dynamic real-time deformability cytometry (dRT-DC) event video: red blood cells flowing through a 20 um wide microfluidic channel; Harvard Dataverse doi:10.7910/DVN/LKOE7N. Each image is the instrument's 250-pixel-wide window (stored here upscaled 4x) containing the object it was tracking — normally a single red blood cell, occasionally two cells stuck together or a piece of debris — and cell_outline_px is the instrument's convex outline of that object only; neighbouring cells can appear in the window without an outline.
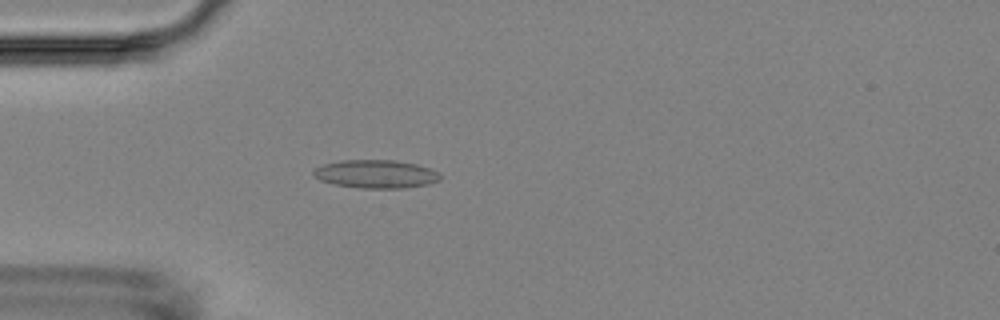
{"species": "Egyptian fruit bat (a non-hibernating species)", "species_latin": "Rousettus aegyptiacus", "temperature_condition": "room temperature", "stored_images_in_passage": 56, "camera_frame_rate_fps": 3000, "um_per_image_px": 0.085, "animal": {"sex": "female"}, "frame": {"image": 1, "passage_image": 16, "time_ms": 5.0, "image_size_px": [1000, 320], "cell_outline_px": [[440, 180], [428, 184], [404, 188], [360, 188], [336, 184], [320, 180], [312, 176], [312, 168], [324, 164], [340, 160], [396, 160], [416, 164], [440, 172]], "centroid_in_image_um": [31.92, 14.78], "position_along_channel_um": 53.1, "area_um2": 20.98}}
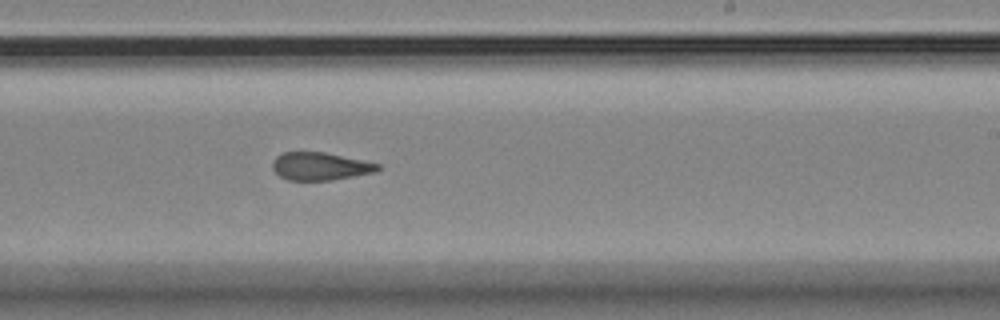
{"frame": {"image": 2, "passage_image": 34, "time_ms": 11.0, "image_size_px": [1000, 320], "cell_outline_px": [[380, 168], [376, 172], [332, 180], [288, 180], [280, 176], [272, 168], [272, 160], [280, 152], [324, 152], [380, 164]], "centroid_in_image_um": [27.18, 14.13], "position_along_channel_um": 261.8, "area_um2": 17.05}}
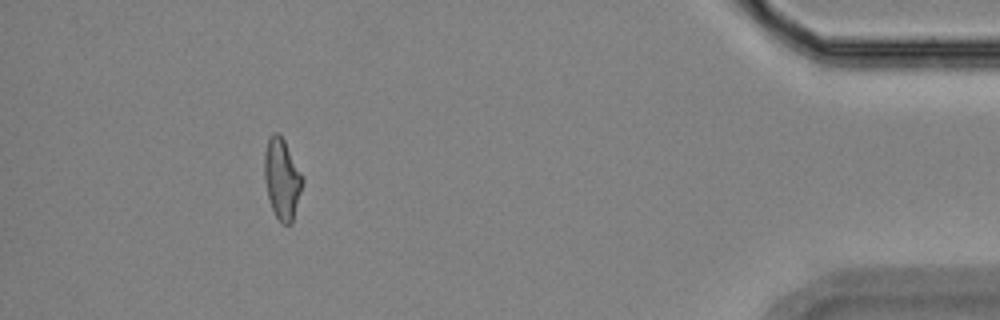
{"frame": {"image": 3, "passage_image": 51, "time_ms": 16.667, "image_size_px": [1000, 320], "cell_outline_px": [[304, 180], [292, 224], [284, 224], [276, 216], [272, 208], [268, 196], [264, 180], [264, 152], [268, 140], [272, 132], [276, 132], [284, 140]], "centroid_in_image_um": [23.96, 15.21], "position_along_channel_um": 411.2, "area_um2": 17.63}, "authors_computed_cell_mechanics": {"area_um2": 18.0914, "velocity_mm_per_s": 3.6008, "shape_relaxation_time_tau1_ms": null, "shape_relaxation_time_tau2_ms": 4.8025, "deformation_change_tau1": null, "deformation_change_tau2": 0.1282}}